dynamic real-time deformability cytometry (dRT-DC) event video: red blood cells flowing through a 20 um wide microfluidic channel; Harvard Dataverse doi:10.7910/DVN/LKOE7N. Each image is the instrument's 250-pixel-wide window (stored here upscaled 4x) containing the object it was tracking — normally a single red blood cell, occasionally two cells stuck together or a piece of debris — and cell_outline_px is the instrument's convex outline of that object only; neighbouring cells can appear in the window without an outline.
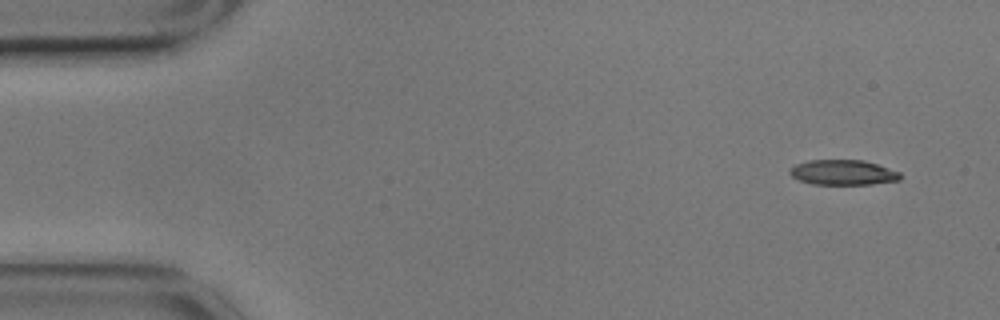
{"species": "common noctule bat (a hibernating species)", "species_latin": "Nyctalus noctula", "temperature_condition": "cold", "stored_images_in_passage": 34, "camera_frame_rate_fps": 3000, "um_per_image_px": 0.085, "animal": {"sex": "male", "body_mass_g": 17.9}, "frame": {"image": 1, "passage_image": 1, "time_ms": 0.0, "image_size_px": [1000, 320], "cell_outline_px": [[900, 180], [872, 184], [812, 184], [800, 180], [792, 176], [788, 172], [796, 164], [808, 160], [864, 160], [900, 172]], "centroid_in_image_um": [71.65, 14.66], "position_along_channel_um": 13.3, "area_um2": 16.01}}
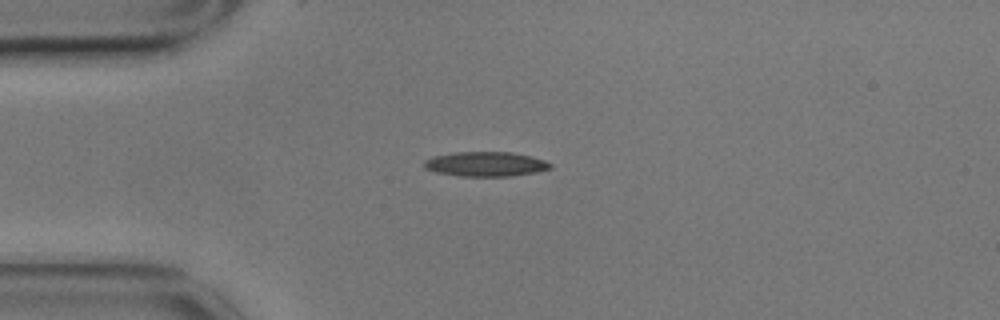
{"frame": {"image": 2, "passage_image": 11, "time_ms": 3.333, "image_size_px": [1000, 320], "cell_outline_px": [[552, 168], [536, 172], [512, 176], [460, 176], [436, 172], [424, 168], [424, 160], [432, 156], [456, 152], [512, 152], [544, 160], [552, 164]], "centroid_in_image_um": [41.26, 13.95], "position_along_channel_um": 43.7, "area_um2": 18.09}}
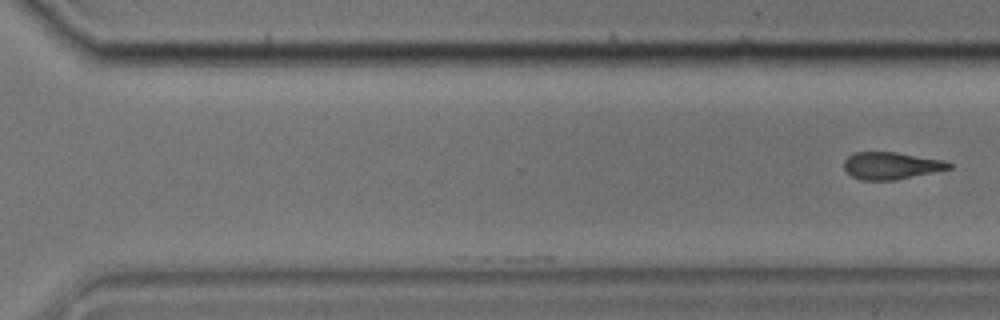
{"frame": {"image": 3, "passage_image": 34, "time_ms": 11.0, "image_size_px": [1000, 320], "cell_outline_px": [[952, 168], [896, 180], [860, 180], [844, 172], [844, 160], [848, 156], [856, 152], [896, 152], [944, 160], [952, 164]], "centroid_in_image_um": [75.72, 14.08], "position_along_channel_um": 294.9, "area_um2": 16.7}}